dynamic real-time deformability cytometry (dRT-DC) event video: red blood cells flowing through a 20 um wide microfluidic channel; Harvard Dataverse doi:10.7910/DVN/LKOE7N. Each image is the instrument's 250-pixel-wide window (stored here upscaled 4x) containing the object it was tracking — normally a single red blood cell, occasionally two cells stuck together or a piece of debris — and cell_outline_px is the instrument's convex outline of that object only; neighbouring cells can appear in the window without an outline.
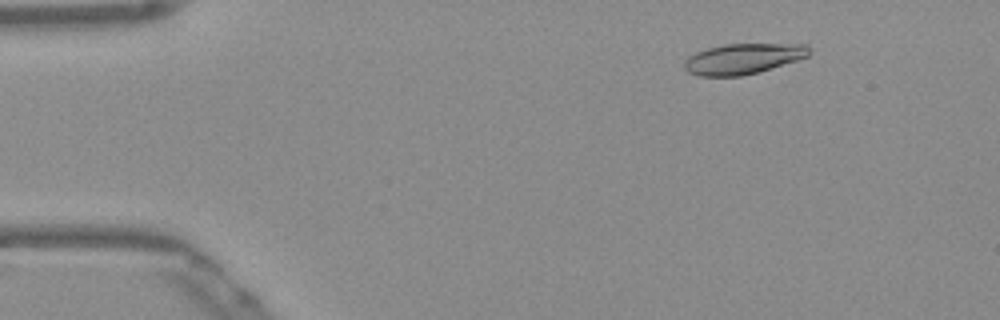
{"species": "Egyptian fruit bat (a non-hibernating species)", "species_latin": "Rousettus aegyptiacus", "temperature_condition": "warm", "stored_images_in_passage": 52, "camera_frame_rate_fps": 3000, "um_per_image_px": 0.085, "frame": {"image": 1, "passage_image": 7, "time_ms": 2.0, "image_size_px": [1000, 320], "cell_outline_px": [[812, 52], [808, 56], [760, 72], [740, 76], [700, 76], [688, 72], [684, 68], [684, 60], [688, 56], [696, 52], [708, 48], [724, 44], [808, 44], [812, 48]], "centroid_in_image_um": [63.18, 4.99], "position_along_channel_um": 21.8, "area_um2": 22.37}}
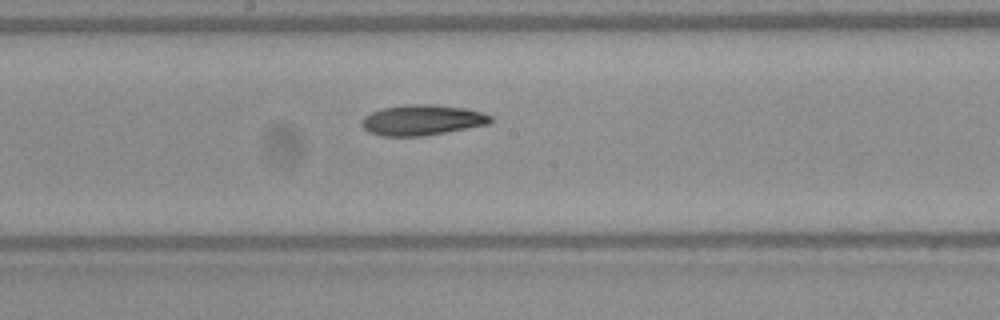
{"frame": {"image": 2, "passage_image": 28, "time_ms": 9.0, "image_size_px": [1000, 320], "cell_outline_px": [[492, 120], [488, 124], [444, 132], [420, 136], [380, 136], [368, 132], [364, 128], [364, 116], [372, 112], [384, 108], [408, 104], [428, 104], [464, 108], [480, 112], [492, 116]], "centroid_in_image_um": [35.87, 10.2], "position_along_channel_um": 212.3, "area_um2": 22.43}}
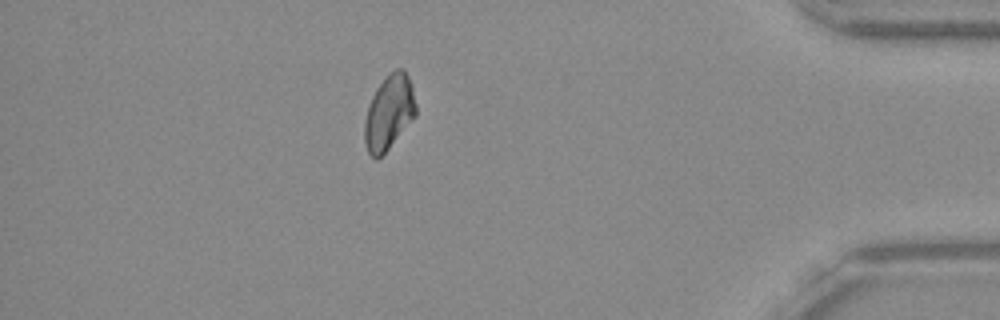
{"frame": {"image": 3, "passage_image": 46, "time_ms": 15.0, "image_size_px": [1000, 320], "cell_outline_px": [[416, 116], [388, 148], [376, 160], [368, 152], [364, 140], [364, 120], [372, 96], [376, 88], [388, 72], [396, 68], [404, 68], [408, 76], [412, 88], [416, 104]], "centroid_in_image_um": [33.06, 9.51], "position_along_channel_um": 402.1, "area_um2": 22.25}}